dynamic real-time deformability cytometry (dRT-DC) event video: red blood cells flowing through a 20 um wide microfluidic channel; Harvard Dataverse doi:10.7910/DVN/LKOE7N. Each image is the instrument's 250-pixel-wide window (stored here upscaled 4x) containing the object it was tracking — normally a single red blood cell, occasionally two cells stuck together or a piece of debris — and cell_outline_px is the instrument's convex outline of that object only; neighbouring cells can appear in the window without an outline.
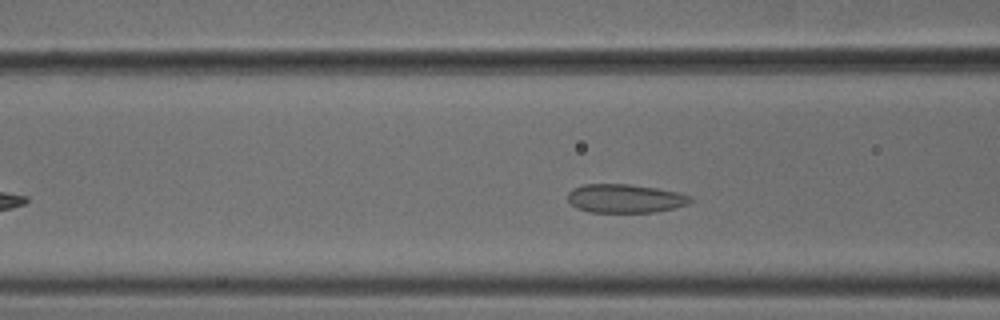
{"species": "common noctule bat (a hibernating species)", "species_latin": "Nyctalus noctula", "temperature_condition": "cold", "stored_images_in_passage": 35, "camera_frame_rate_fps": 3000, "um_per_image_px": 0.085, "animal": {"sex": "male", "body_mass_g": 18.8}, "frame": {"image": 1, "passage_image": 12, "time_ms": 3.667, "image_size_px": [1000, 320], "cell_outline_px": [[692, 200], [688, 204], [656, 212], [588, 212], [576, 208], [568, 200], [568, 192], [572, 188], [584, 184], [628, 184], [656, 188], [676, 192], [692, 196]], "centroid_in_image_um": [53.1, 16.87], "position_along_channel_um": 113.5, "area_um2": 20.46}}
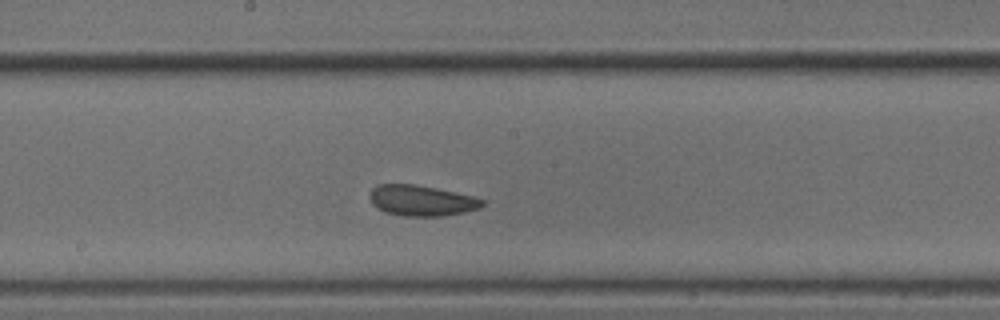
{"frame": {"image": 2, "passage_image": 20, "time_ms": 6.333, "image_size_px": [1000, 320], "cell_outline_px": [[484, 204], [480, 208], [464, 212], [440, 216], [404, 216], [384, 212], [372, 204], [368, 196], [368, 192], [372, 188], [380, 184], [416, 184], [436, 188], [472, 196], [484, 200]], "centroid_in_image_um": [35.78, 17.04], "position_along_channel_um": 212.4, "area_um2": 20.17}}
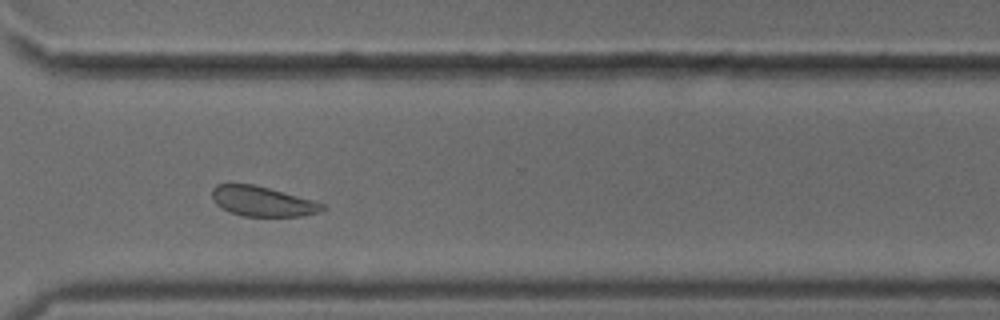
{"frame": {"image": 3, "passage_image": 31, "time_ms": 10.0, "image_size_px": [1000, 320], "cell_outline_px": [[328, 208], [320, 212], [304, 216], [244, 216], [228, 212], [216, 204], [212, 196], [212, 188], [216, 184], [252, 184], [268, 188], [312, 200], [324, 204]], "centroid_in_image_um": [22.31, 17.13], "position_along_channel_um": 348.3, "area_um2": 19.19}, "authors_computed_cell_mechanics": {"area_um2": 20.1144, "velocity_mm_per_s": 3.7038, "shape_relaxation_time_tau1_ms": null, "shape_relaxation_time_tau2_ms": 1.2725, "deformation_change_tau1": null, "deformation_change_tau2": 0.0513}}